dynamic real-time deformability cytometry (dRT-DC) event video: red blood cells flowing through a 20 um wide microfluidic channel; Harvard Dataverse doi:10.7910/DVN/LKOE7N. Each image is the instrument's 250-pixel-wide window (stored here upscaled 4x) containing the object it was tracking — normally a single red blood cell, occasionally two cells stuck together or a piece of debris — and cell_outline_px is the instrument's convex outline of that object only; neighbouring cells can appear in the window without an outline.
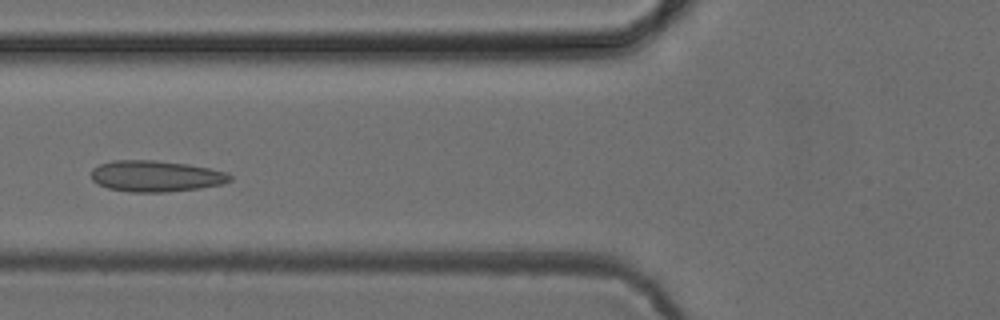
{"species": "common noctule bat (a hibernating species)", "species_latin": "Nyctalus noctula", "temperature_condition": "cold", "stored_images_in_passage": 5, "camera_frame_rate_fps": 3000, "um_per_image_px": 0.085, "animal": {"sex": "female", "body_mass_g": 24.6, "forearm_length_mm": 56.2}, "frame": {"image": 1, "passage_image": 5, "time_ms": 4.667, "image_size_px": [1000, 320], "cell_outline_px": [[232, 180], [224, 184], [200, 188], [168, 192], [128, 192], [108, 188], [92, 180], [92, 168], [100, 164], [112, 160], [156, 160], [188, 164], [228, 172], [232, 176]], "centroid_in_image_um": [13.28, 14.97], "position_along_channel_um": 112.5, "area_um2": 25.37}}